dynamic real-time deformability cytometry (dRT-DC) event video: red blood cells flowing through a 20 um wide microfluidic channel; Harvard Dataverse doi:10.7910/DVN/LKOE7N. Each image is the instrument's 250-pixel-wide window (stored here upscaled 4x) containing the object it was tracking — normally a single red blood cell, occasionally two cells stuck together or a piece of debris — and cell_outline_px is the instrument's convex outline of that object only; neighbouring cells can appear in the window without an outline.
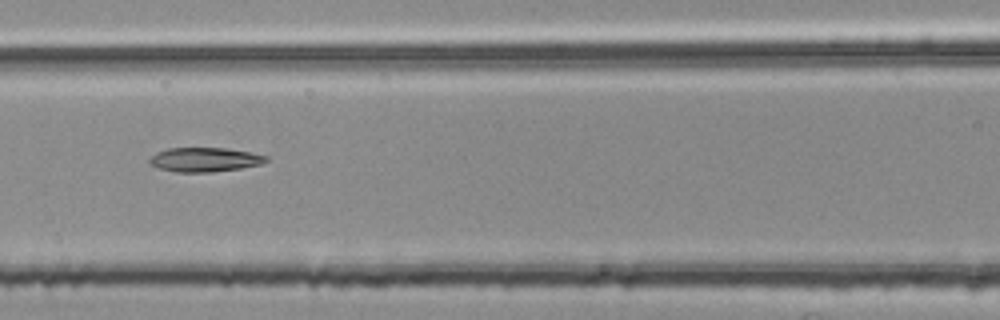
{"species": "common noctule bat (a hibernating species)", "species_latin": "Nyctalus noctula", "temperature_condition": "room temperature", "stored_images_in_passage": 52, "segment_of_instrument_passage": [2, 2], "camera_frame_rate_fps": 3000, "um_per_image_px": 0.085, "animal": {"sex": "female", "body_mass_g": 25.1}, "frame": {"image": 1, "passage_image": 22, "time_ms": 7.0, "image_size_px": [1000, 320], "cell_outline_px": [[268, 160], [260, 164], [240, 168], [212, 172], [176, 172], [160, 168], [148, 164], [148, 160], [156, 152], [168, 148], [228, 148], [268, 156]], "centroid_in_image_um": [17.37, 13.56], "position_along_channel_um": 149.2, "area_um2": 16.42}}
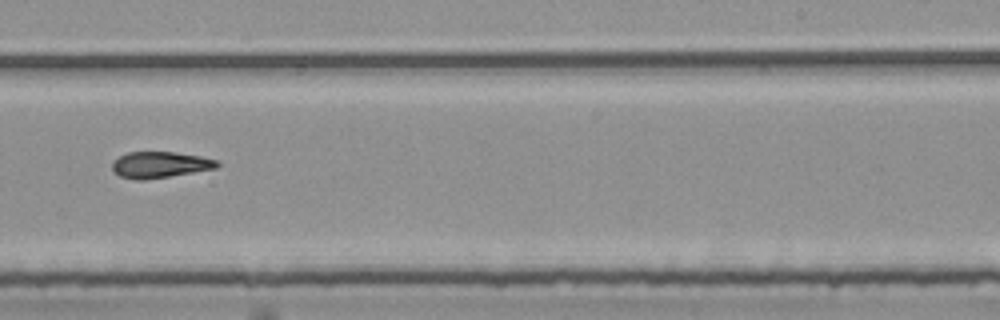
{"frame": {"image": 2, "passage_image": 32, "time_ms": 10.333, "image_size_px": [1000, 320], "cell_outline_px": [[220, 164], [216, 168], [144, 180], [136, 180], [120, 176], [112, 172], [112, 164], [120, 156], [128, 152], [176, 152], [200, 156], [216, 160]], "centroid_in_image_um": [13.57, 14.0], "position_along_channel_um": 275.4, "area_um2": 15.84}}
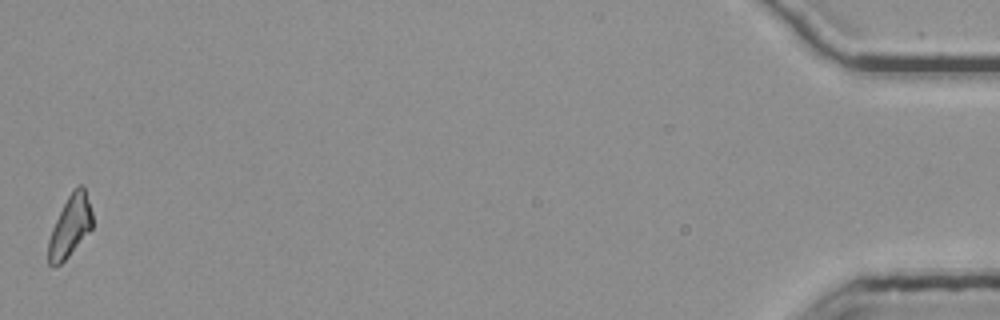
{"frame": {"image": 3, "passage_image": 52, "time_ms": 17.0, "image_size_px": [1000, 320], "cell_outline_px": [[92, 228], [68, 256], [60, 264], [52, 268], [48, 264], [48, 240], [52, 228], [72, 188], [80, 184], [84, 184], [92, 212]], "centroid_in_image_um": [5.95, 19.21], "position_along_channel_um": 429.2, "area_um2": 15.72}}